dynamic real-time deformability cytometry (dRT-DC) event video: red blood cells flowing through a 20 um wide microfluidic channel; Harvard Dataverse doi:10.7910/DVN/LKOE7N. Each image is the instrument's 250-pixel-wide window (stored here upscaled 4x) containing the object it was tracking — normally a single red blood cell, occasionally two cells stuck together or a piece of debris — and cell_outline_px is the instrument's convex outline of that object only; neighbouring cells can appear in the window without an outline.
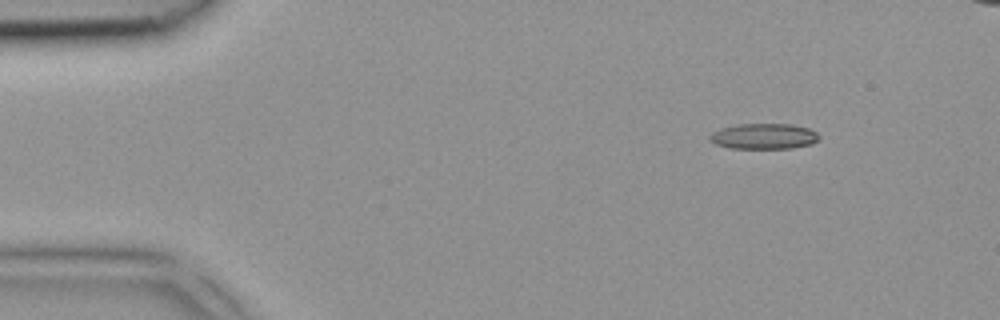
{"species": "common noctule bat (a hibernating species)", "species_latin": "Nyctalus noctula", "temperature_condition": "room temperature", "stored_images_in_passage": 3, "camera_frame_rate_fps": 3000, "um_per_image_px": 0.085, "animal": {"sex": "female", "body_mass_g": 18.4}, "frame": {"image": 1, "passage_image": 1, "time_ms": 0.0, "image_size_px": [1000, 320], "cell_outline_px": [[820, 140], [812, 144], [792, 148], [732, 148], [716, 144], [708, 140], [708, 136], [712, 132], [720, 128], [736, 124], [792, 124], [808, 128], [816, 132], [820, 136]], "centroid_in_image_um": [64.93, 11.58], "position_along_channel_um": 20.1, "area_um2": 16.47}}